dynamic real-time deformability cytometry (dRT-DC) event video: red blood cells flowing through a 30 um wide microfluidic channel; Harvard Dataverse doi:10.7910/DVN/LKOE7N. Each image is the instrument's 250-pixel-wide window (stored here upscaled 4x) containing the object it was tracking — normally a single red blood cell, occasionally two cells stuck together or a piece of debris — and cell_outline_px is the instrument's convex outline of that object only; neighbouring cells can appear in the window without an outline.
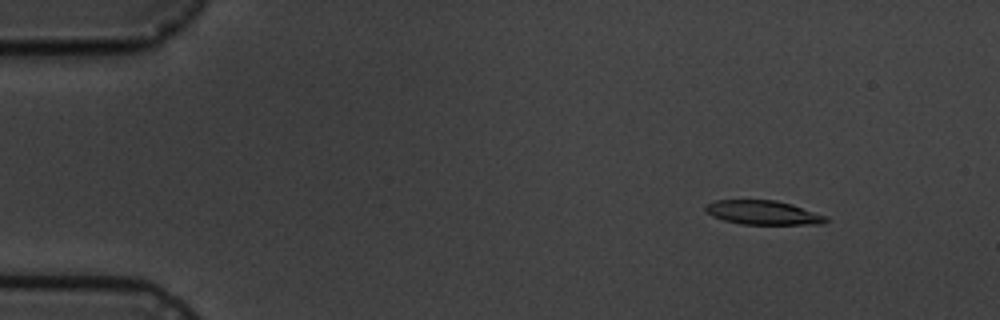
{"species": "common noctule bat (a hibernating species)", "species_latin": "Nyctalus noctula", "temperature_condition": "cold", "stored_images_in_passage": 7, "camera_frame_rate_fps": 3000, "um_per_image_px": 0.085, "animal": {"sex": "male", "body_mass_g": 19.5, "forearm_length_mm": 54.6}, "frame": {"image": 1, "passage_image": 2, "time_ms": 1.333, "image_size_px": [1000, 320], "cell_outline_px": [[828, 220], [824, 224], [740, 224], [724, 220], [712, 216], [704, 212], [704, 204], [716, 200], [776, 200], [792, 204], [828, 216]], "centroid_in_image_um": [64.84, 18.07], "position_along_channel_um": 20.2, "area_um2": 17.11}}
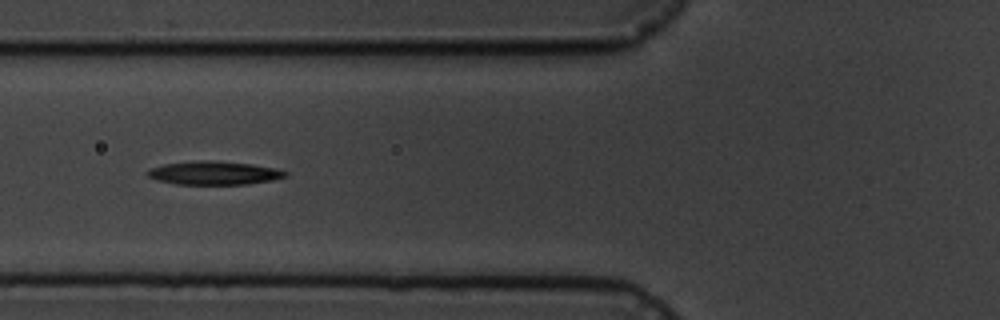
{"frame": {"image": 2, "passage_image": 6, "time_ms": 6.333, "image_size_px": [1000, 320], "cell_outline_px": [[288, 176], [272, 180], [248, 184], [176, 184], [156, 180], [148, 176], [148, 168], [164, 164], [196, 160], [212, 160], [252, 164], [276, 168], [288, 172]], "centroid_in_image_um": [18.2, 14.69], "position_along_channel_um": 107.6, "area_um2": 18.96}}
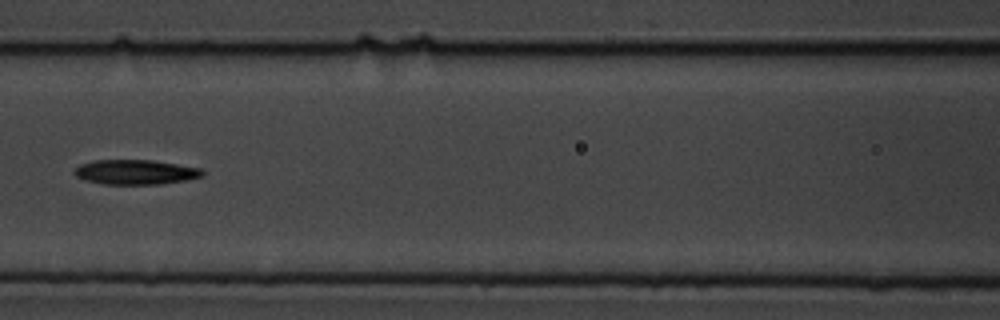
{"frame": {"image": 3, "passage_image": 7, "time_ms": 7.667, "image_size_px": [1000, 320], "cell_outline_px": [[204, 176], [188, 180], [160, 184], [104, 184], [84, 180], [76, 176], [72, 172], [80, 164], [92, 160], [152, 160], [200, 168], [204, 172]], "centroid_in_image_um": [11.51, 14.63], "position_along_channel_um": 155.1, "area_um2": 18.55}}